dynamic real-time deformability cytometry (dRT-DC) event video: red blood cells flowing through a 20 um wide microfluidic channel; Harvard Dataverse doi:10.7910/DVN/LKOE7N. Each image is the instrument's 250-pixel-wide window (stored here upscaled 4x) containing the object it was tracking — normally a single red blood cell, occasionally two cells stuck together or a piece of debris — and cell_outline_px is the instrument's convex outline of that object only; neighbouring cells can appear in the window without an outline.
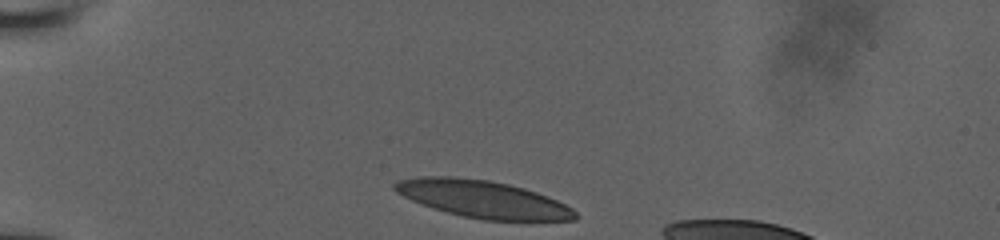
{"species": "human", "species_latin": "Homo sapiens", "temperature_condition": "room temperature", "stored_images_in_passage": 33, "camera_frame_rate_fps": 3000, "um_per_image_px": 0.085, "donor": {"sex": "male"}, "frame": {"image": 1, "passage_image": 1, "time_ms": 0.0, "image_size_px": [1000, 240], "cell_outline_px": [[580, 216], [576, 220], [484, 220], [464, 216], [432, 208], [412, 200], [396, 192], [392, 188], [392, 184], [396, 180], [420, 176], [452, 176], [488, 180], [508, 184], [524, 188], [548, 196], [572, 208]], "centroid_in_image_um": [41.03, 16.91], "position_along_channel_um": 44.0, "area_um2": 39.19}}
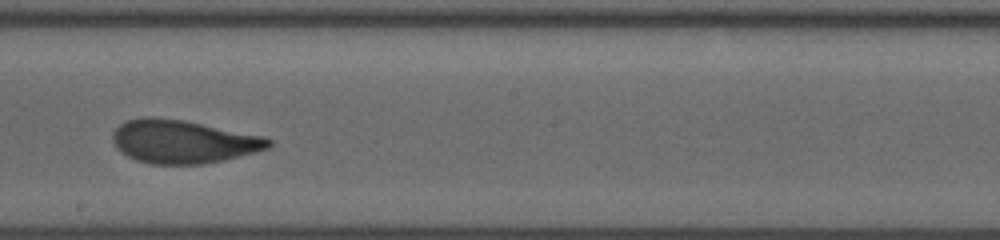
{"frame": {"image": 2, "passage_image": 19, "time_ms": 6.0, "image_size_px": [1000, 240], "cell_outline_px": [[272, 144], [268, 148], [256, 152], [224, 160], [204, 164], [152, 164], [136, 160], [120, 152], [116, 148], [112, 140], [112, 132], [120, 124], [128, 120], [148, 116], [152, 116], [184, 120], [264, 136], [272, 140]], "centroid_in_image_um": [15.55, 12.03], "position_along_channel_um": 232.7, "area_um2": 39.48}}
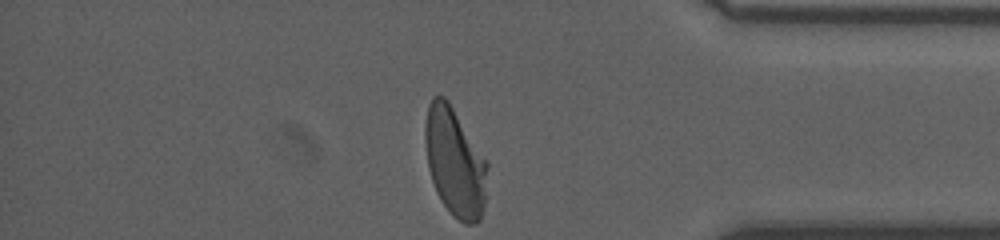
{"frame": {"image": 3, "passage_image": 33, "time_ms": 10.667, "image_size_px": [1000, 240], "cell_outline_px": [[488, 168], [484, 208], [480, 220], [476, 224], [464, 224], [452, 216], [440, 200], [436, 192], [428, 168], [424, 140], [424, 128], [428, 104], [432, 96], [444, 96], [448, 100], [488, 160]], "centroid_in_image_um": [38.67, 13.79], "position_along_channel_um": 396.5, "area_um2": 40.11}, "authors_computed_cell_mechanics": {"area_um2": 39.5352, "velocity_mm_per_s": 3.9051, "shape_relaxation_time_tau1_ms": 4.9007, "shape_relaxation_time_tau2_ms": 0.9662, "deformation_change_tau1": 0.1891, "deformation_change_tau2": 0.0764}}